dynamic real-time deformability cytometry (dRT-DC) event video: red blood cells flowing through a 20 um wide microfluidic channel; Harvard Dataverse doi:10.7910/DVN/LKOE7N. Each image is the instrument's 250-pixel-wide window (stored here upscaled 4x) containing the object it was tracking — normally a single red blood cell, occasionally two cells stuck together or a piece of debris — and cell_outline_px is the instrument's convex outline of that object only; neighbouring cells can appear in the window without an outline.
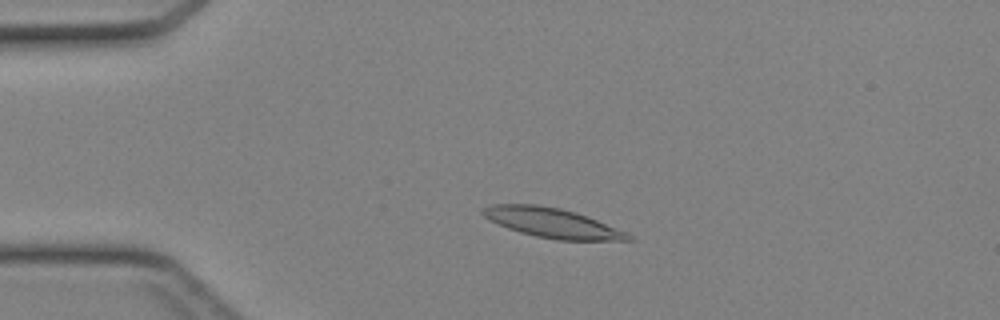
{"species": "Egyptian fruit bat (a non-hibernating species)", "species_latin": "Rousettus aegyptiacus", "temperature_condition": "cold", "stored_images_in_passage": 43, "camera_frame_rate_fps": 3000, "um_per_image_px": 0.085, "animal": {"sex": "female"}, "frame": {"image": 1, "passage_image": 8, "time_ms": 2.333, "image_size_px": [1000, 320], "cell_outline_px": [[636, 240], [556, 240], [536, 236], [520, 232], [508, 228], [484, 216], [480, 212], [480, 208], [492, 204], [536, 204], [560, 208], [576, 212], [588, 216], [628, 232]], "centroid_in_image_um": [46.97, 18.94], "position_along_channel_um": 38.0, "area_um2": 25.14}}
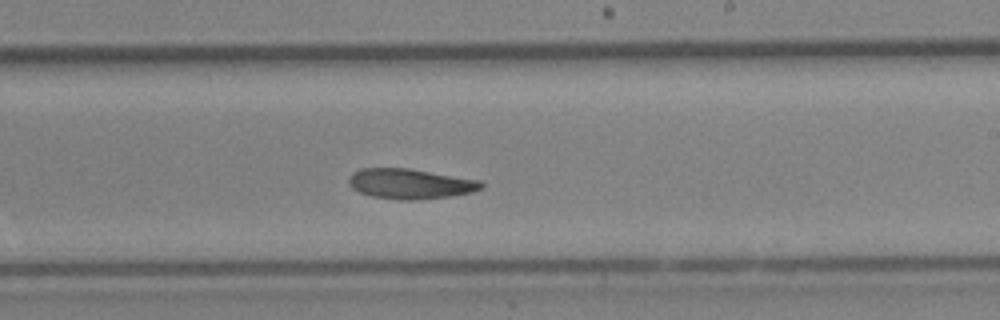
{"frame": {"image": 2, "passage_image": 25, "time_ms": 8.0, "image_size_px": [1000, 320], "cell_outline_px": [[484, 184], [480, 188], [472, 192], [448, 196], [420, 200], [400, 200], [372, 196], [360, 192], [352, 188], [348, 184], [348, 176], [352, 172], [360, 168], [408, 168], [480, 180]], "centroid_in_image_um": [34.82, 15.61], "position_along_channel_um": 254.2, "area_um2": 23.29}}
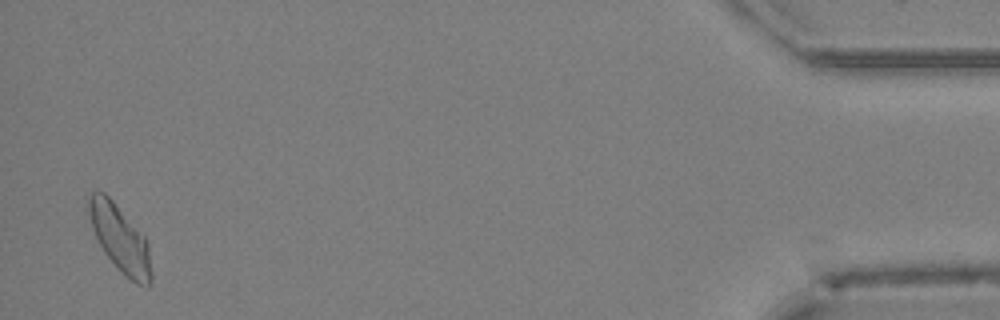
{"frame": {"image": 3, "passage_image": 42, "time_ms": 13.667, "image_size_px": [1000, 320], "cell_outline_px": [[152, 276], [148, 288], [136, 284], [120, 272], [104, 252], [92, 228], [84, 204], [92, 192], [104, 192], [112, 200], [144, 236], [148, 244], [152, 272]], "centroid_in_image_um": [10.18, 20.3], "position_along_channel_um": 425.0, "area_um2": 24.45}}